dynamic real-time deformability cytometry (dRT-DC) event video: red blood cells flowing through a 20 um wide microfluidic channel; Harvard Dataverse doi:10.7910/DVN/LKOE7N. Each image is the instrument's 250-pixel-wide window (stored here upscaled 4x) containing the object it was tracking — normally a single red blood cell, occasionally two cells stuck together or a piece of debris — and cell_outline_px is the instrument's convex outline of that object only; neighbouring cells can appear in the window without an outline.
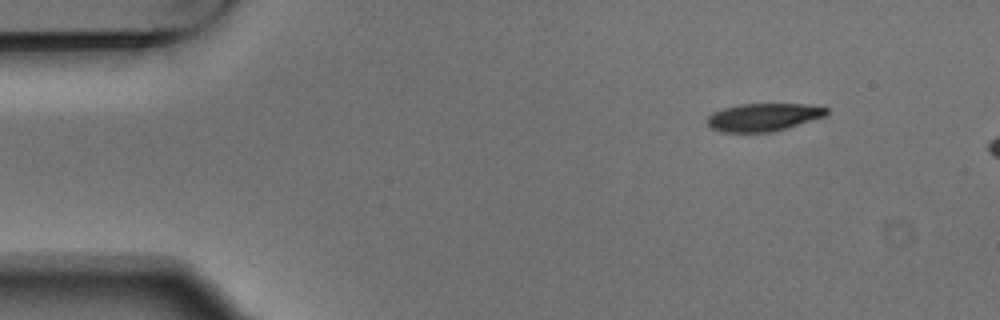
{"species": "Egyptian fruit bat (a non-hibernating species)", "species_latin": "Rousettus aegyptiacus", "temperature_condition": "warm", "stored_images_in_passage": 3, "camera_frame_rate_fps": 3000, "um_per_image_px": 0.085, "animal": {"sex": "male"}, "frame": {"image": 1, "passage_image": 1, "time_ms": 0.0, "image_size_px": [1000, 320], "cell_outline_px": [[828, 116], [772, 132], [724, 132], [712, 128], [708, 124], [708, 116], [712, 112], [724, 108], [740, 104], [804, 104], [828, 108]], "centroid_in_image_um": [64.93, 9.96], "position_along_channel_um": 20.1, "area_um2": 19.31}}